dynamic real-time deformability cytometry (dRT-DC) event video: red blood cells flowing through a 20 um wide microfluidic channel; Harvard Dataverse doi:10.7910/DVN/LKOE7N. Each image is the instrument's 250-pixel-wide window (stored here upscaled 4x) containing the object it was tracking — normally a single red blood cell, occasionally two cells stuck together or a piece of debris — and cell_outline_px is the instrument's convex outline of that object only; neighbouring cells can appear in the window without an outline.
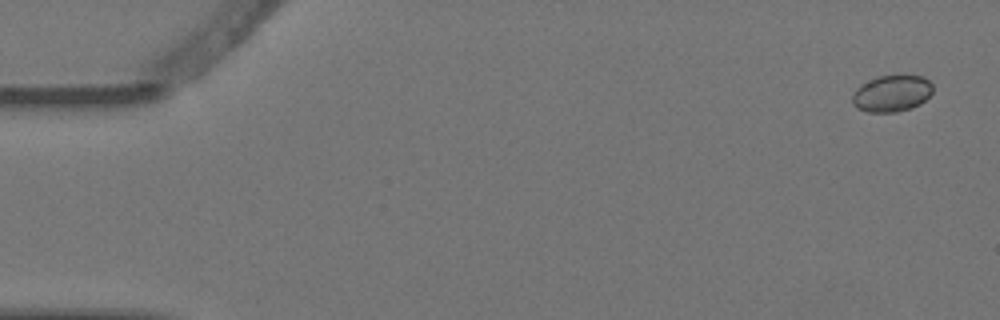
{"species": "Egyptian fruit bat (a non-hibernating species)", "species_latin": "Rousettus aegyptiacus", "temperature_condition": "warm", "stored_images_in_passage": 6, "camera_frame_rate_fps": 3000, "um_per_image_px": 0.085, "animal": {"sex": "female"}, "frame": {"image": 1, "passage_image": 1, "time_ms": 0.0, "image_size_px": [1000, 320], "cell_outline_px": [[932, 92], [920, 104], [912, 108], [896, 112], [868, 112], [856, 108], [852, 104], [852, 96], [856, 88], [860, 84], [876, 76], [924, 76], [932, 84]], "centroid_in_image_um": [75.77, 7.95], "position_along_channel_um": 9.2, "area_um2": 17.22}}
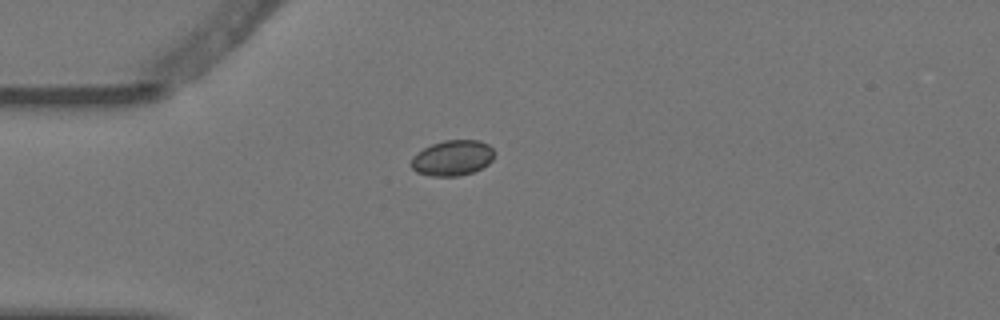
{"frame": {"image": 2, "passage_image": 4, "time_ms": 1.0, "image_size_px": [1000, 320], "cell_outline_px": [[492, 160], [488, 164], [472, 172], [456, 176], [432, 176], [416, 172], [412, 168], [412, 156], [424, 148], [432, 144], [444, 140], [480, 140], [488, 144], [492, 148]], "centroid_in_image_um": [38.44, 13.42], "position_along_channel_um": 46.6, "area_um2": 16.99}}
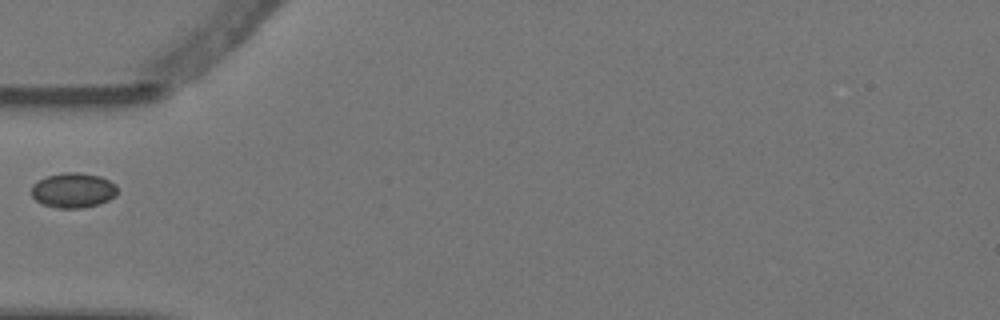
{"frame": {"image": 3, "passage_image": 5, "time_ms": 1.333, "image_size_px": [1000, 320], "cell_outline_px": [[116, 196], [108, 200], [84, 208], [56, 208], [44, 204], [36, 200], [32, 196], [32, 184], [48, 176], [64, 172], [80, 172], [100, 176], [116, 184]], "centroid_in_image_um": [6.23, 16.17], "position_along_channel_um": 78.8, "area_um2": 17.4}}